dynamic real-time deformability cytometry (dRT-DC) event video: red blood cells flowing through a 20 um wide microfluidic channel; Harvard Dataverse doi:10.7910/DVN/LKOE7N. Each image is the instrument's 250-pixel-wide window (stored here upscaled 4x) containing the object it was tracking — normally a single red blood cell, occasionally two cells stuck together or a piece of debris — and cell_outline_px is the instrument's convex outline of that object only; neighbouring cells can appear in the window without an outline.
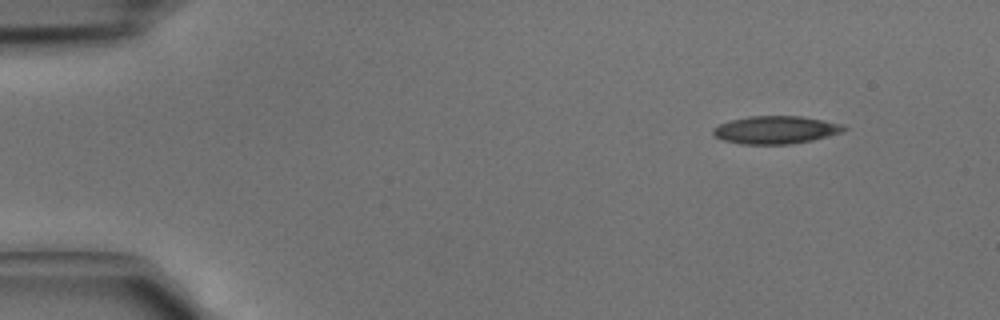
{"species": "common noctule bat (a hibernating species)", "species_latin": "Nyctalus noctula", "temperature_condition": "cold", "stored_images_in_passage": 39, "camera_frame_rate_fps": 3000, "um_per_image_px": 0.085, "animal": {"sex": "male", "body_mass_g": 15.6}, "frame": {"image": 1, "passage_image": 1, "time_ms": 0.0, "image_size_px": [1000, 320], "cell_outline_px": [[848, 128], [840, 132], [828, 136], [812, 140], [788, 144], [740, 144], [724, 140], [716, 136], [712, 132], [712, 128], [728, 120], [748, 116], [800, 116], [844, 124]], "centroid_in_image_um": [65.91, 11.03], "position_along_channel_um": 19.1, "area_um2": 21.15}}
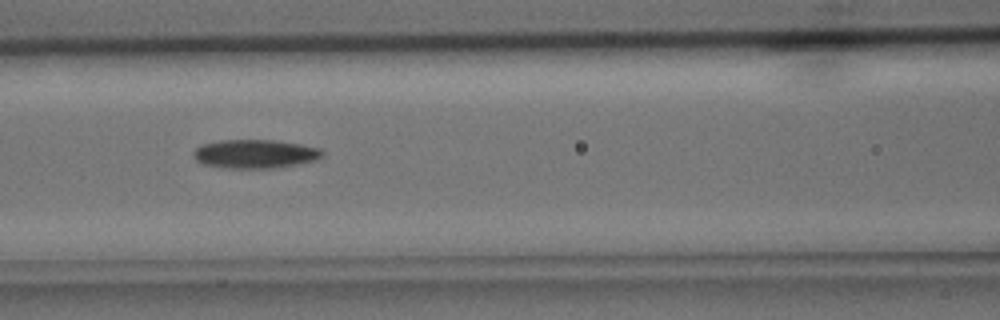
{"frame": {"image": 2, "passage_image": 15, "time_ms": 4.667, "image_size_px": [1000, 320], "cell_outline_px": [[324, 152], [316, 160], [272, 168], [228, 168], [204, 164], [196, 160], [192, 152], [200, 144], [220, 140], [272, 140], [300, 144], [320, 148]], "centroid_in_image_um": [21.64, 13.07], "position_along_channel_um": 145.0, "area_um2": 21.39}}
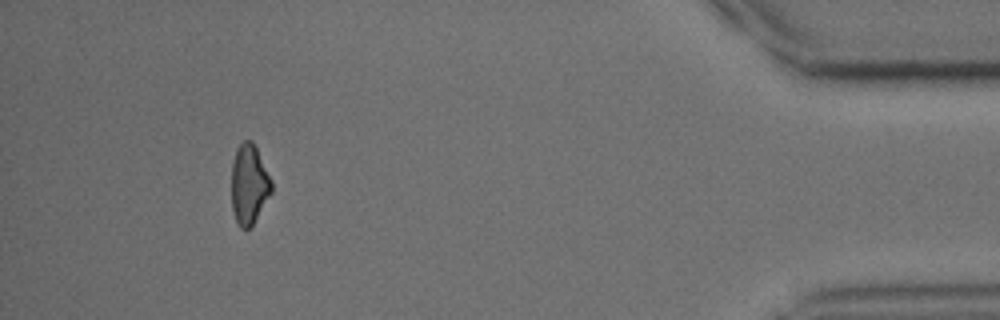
{"frame": {"image": 3, "passage_image": 36, "time_ms": 11.667, "image_size_px": [1000, 320], "cell_outline_px": [[272, 192], [252, 228], [240, 228], [236, 220], [232, 208], [232, 164], [236, 148], [244, 140], [252, 140], [272, 180]], "centroid_in_image_um": [21.18, 15.69], "position_along_channel_um": 414.0, "area_um2": 18.73}}